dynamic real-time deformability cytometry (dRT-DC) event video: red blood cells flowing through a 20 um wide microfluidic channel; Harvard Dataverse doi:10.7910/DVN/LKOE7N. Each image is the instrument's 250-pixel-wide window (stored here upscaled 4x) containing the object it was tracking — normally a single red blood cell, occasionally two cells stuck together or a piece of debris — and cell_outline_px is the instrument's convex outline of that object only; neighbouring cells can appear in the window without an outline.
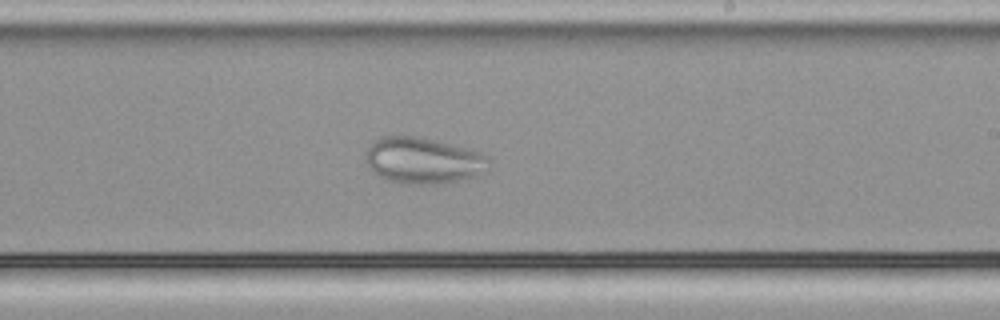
{"species": "common noctule bat (a hibernating species)", "species_latin": "Nyctalus noctula", "temperature_condition": "cold", "stored_images_in_passage": 55, "camera_frame_rate_fps": 3000, "um_per_image_px": 0.085, "animal": {"sex": "male", "body_mass_g": 21.5, "forearm_length_mm": 52.0}, "frame": {"image": 1, "passage_image": 32, "time_ms": 10.333, "image_size_px": [1000, 320], "cell_outline_px": [[492, 160], [472, 176], [440, 184], [408, 184], [384, 180], [364, 160], [364, 156], [368, 148], [376, 140], [384, 136], [420, 136], [480, 152], [488, 156]], "centroid_in_image_um": [35.91, 13.63], "position_along_channel_um": 253.1, "area_um2": 32.6}}
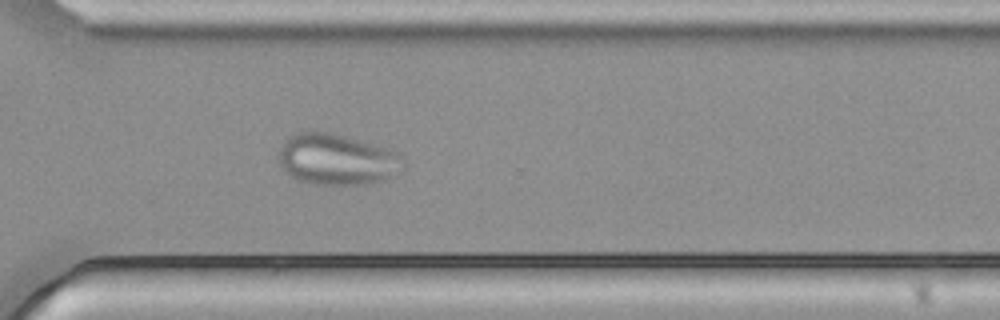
{"frame": {"image": 2, "passage_image": 39, "time_ms": 12.667, "image_size_px": [1000, 320], "cell_outline_px": [[408, 164], [404, 172], [368, 184], [312, 184], [296, 180], [280, 164], [280, 148], [296, 132], [328, 132], [344, 136], [384, 148], [396, 152], [404, 156]], "centroid_in_image_um": [28.73, 13.58], "position_along_channel_um": 341.9, "area_um2": 36.76}}
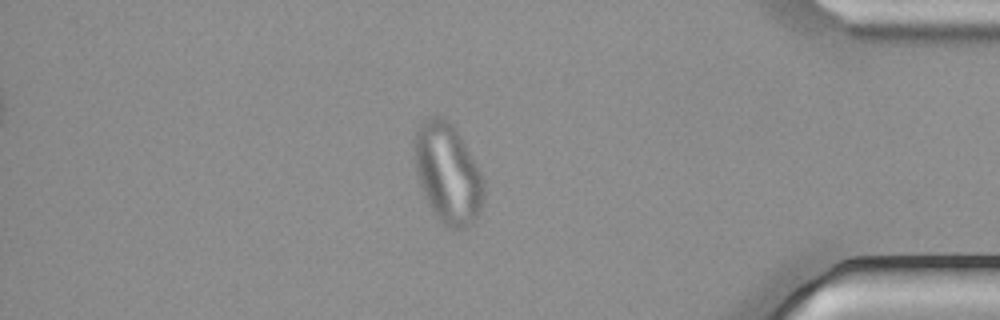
{"frame": {"image": 3, "passage_image": 46, "time_ms": 15.0, "image_size_px": [1000, 320], "cell_outline_px": [[484, 200], [480, 212], [476, 220], [464, 228], [444, 228], [428, 204], [420, 184], [416, 172], [412, 156], [412, 140], [420, 124], [428, 116], [440, 116], [448, 120], [456, 128], [480, 172], [484, 180]], "centroid_in_image_um": [38.03, 14.73], "position_along_channel_um": 397.2, "area_um2": 40.92}}